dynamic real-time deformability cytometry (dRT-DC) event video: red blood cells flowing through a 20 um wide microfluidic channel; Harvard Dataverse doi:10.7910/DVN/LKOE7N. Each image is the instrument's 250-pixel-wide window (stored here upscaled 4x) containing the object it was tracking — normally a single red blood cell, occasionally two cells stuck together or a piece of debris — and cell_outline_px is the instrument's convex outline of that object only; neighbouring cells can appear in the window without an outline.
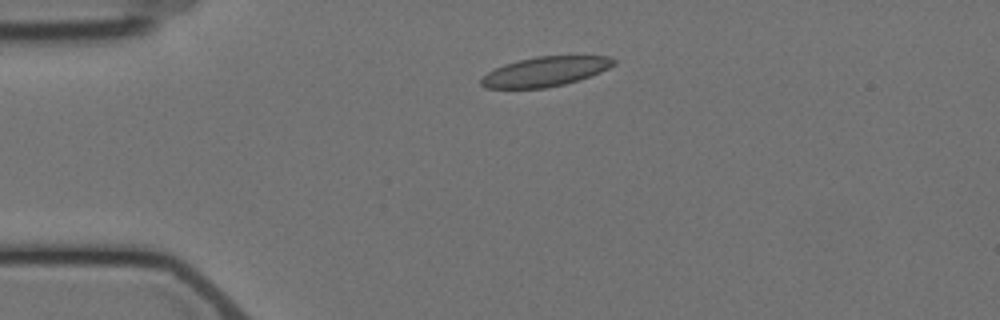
{"species": "Egyptian fruit bat (a non-hibernating species)", "species_latin": "Rousettus aegyptiacus", "temperature_condition": "cold", "stored_images_in_passage": 2, "camera_frame_rate_fps": 3000, "um_per_image_px": 0.085, "animal": {"sex": "female"}, "frame": {"image": 1, "passage_image": 1, "time_ms": 0.0, "image_size_px": [1000, 320], "cell_outline_px": [[616, 64], [600, 72], [564, 84], [544, 88], [488, 88], [480, 84], [480, 80], [488, 72], [504, 64], [536, 56], [608, 56], [616, 60]], "centroid_in_image_um": [46.35, 6.07], "position_along_channel_um": 38.7, "area_um2": 22.54}}